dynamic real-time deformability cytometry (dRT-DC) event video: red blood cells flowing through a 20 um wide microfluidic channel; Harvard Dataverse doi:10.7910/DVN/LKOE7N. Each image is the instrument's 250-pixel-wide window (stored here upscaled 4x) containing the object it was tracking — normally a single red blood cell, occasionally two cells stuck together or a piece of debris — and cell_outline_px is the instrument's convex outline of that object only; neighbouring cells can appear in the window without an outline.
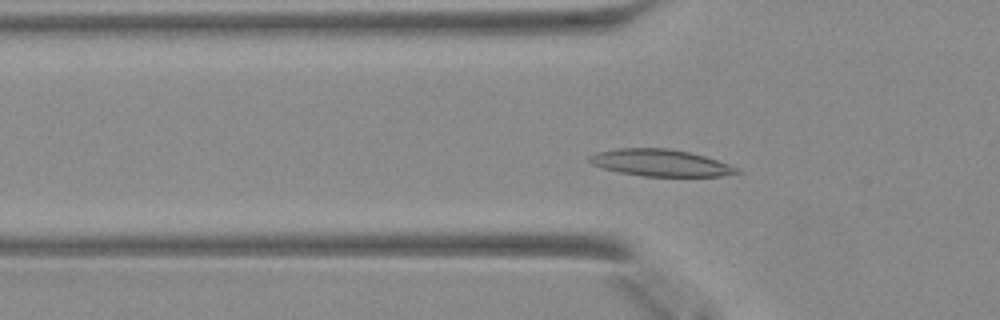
{"species": "Egyptian fruit bat (a non-hibernating species)", "species_latin": "Rousettus aegyptiacus", "temperature_condition": "warm", "stored_images_in_passage": 16, "camera_frame_rate_fps": 3000, "um_per_image_px": 0.085, "animal": {"sex": "female"}, "frame": {"image": 1, "passage_image": 13, "time_ms": 4.0, "image_size_px": [1000, 320], "cell_outline_px": [[744, 172], [720, 176], [640, 176], [600, 168], [592, 164], [588, 160], [588, 156], [596, 152], [616, 148], [668, 148], [688, 152], [704, 156], [740, 168]], "centroid_in_image_um": [56.11, 13.84], "position_along_channel_um": 69.7, "area_um2": 23.18}}